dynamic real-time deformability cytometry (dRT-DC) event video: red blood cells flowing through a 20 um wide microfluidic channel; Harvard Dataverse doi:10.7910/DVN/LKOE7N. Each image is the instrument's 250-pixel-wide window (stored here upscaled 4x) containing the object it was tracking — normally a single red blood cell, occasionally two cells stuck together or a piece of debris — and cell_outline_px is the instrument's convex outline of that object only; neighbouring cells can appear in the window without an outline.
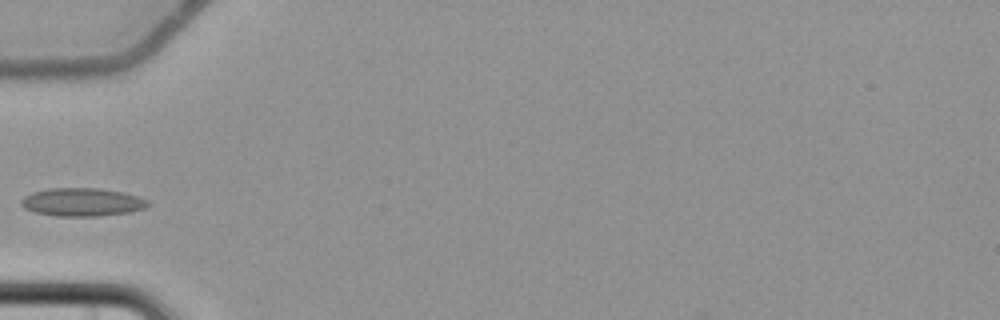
{"species": "common noctule bat (a hibernating species)", "species_latin": "Nyctalus noctula", "temperature_condition": "cold", "stored_images_in_passage": 5, "camera_frame_rate_fps": 3000, "um_per_image_px": 0.085, "animal": {"sex": "female", "body_mass_g": 22.7, "forearm_length_mm": 54.2}, "frame": {"image": 1, "passage_image": 4, "time_ms": 3.667, "image_size_px": [1000, 320], "cell_outline_px": [[148, 204], [144, 208], [132, 212], [96, 216], [56, 216], [36, 212], [24, 208], [20, 204], [20, 200], [24, 196], [32, 192], [48, 188], [96, 188], [124, 192], [148, 200]], "centroid_in_image_um": [6.95, 17.17], "position_along_channel_um": 78.0, "area_um2": 20.81}}
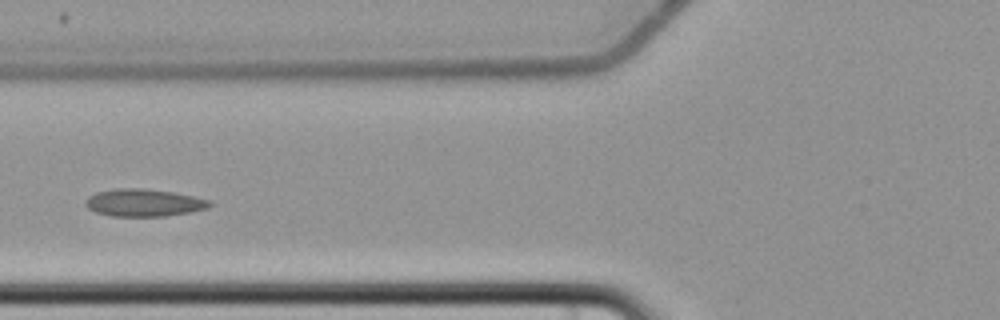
{"frame": {"image": 2, "passage_image": 5, "time_ms": 4.667, "image_size_px": [1000, 320], "cell_outline_px": [[212, 204], [208, 208], [192, 212], [164, 216], [112, 216], [96, 212], [88, 208], [84, 204], [84, 200], [88, 196], [96, 192], [116, 188], [144, 188], [172, 192], [192, 196], [208, 200]], "centroid_in_image_um": [12.19, 17.23], "position_along_channel_um": 113.6, "area_um2": 19.88}}